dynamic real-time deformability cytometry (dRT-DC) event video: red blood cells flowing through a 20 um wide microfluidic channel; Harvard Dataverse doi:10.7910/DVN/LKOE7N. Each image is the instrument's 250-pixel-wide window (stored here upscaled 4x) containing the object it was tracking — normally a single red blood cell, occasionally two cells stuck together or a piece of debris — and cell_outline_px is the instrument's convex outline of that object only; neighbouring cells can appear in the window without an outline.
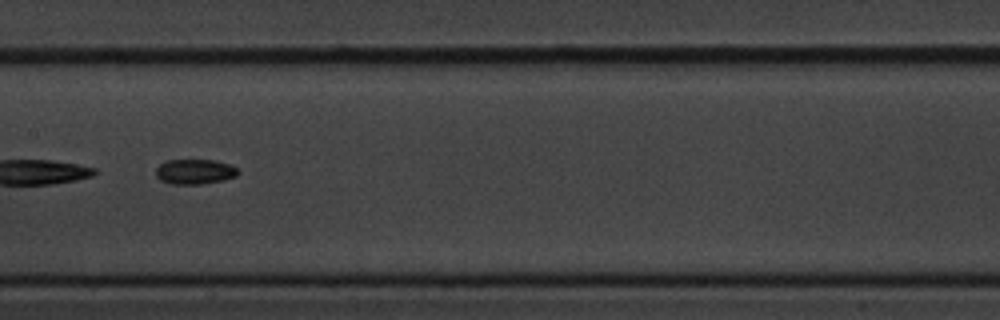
{"species": "common noctule bat (a hibernating species)", "species_latin": "Nyctalus noctula", "temperature_condition": "cold", "stored_images_in_passage": 52, "segment_of_instrument_passage": [2, 2], "camera_frame_rate_fps": 3000, "um_per_image_px": 0.085, "animal": {"sex": "male", "body_mass_g": 20.1, "forearm_length_mm": 53.5}, "frame": {"image": 1, "passage_image": 25, "time_ms": 8.0, "image_size_px": [1000, 320], "cell_outline_px": [[240, 172], [236, 176], [224, 180], [200, 184], [172, 184], [160, 180], [156, 176], [156, 168], [164, 160], [212, 160], [228, 164], [236, 168]], "centroid_in_image_um": [16.53, 14.59], "position_along_channel_um": 190.9, "area_um2": 11.96}}
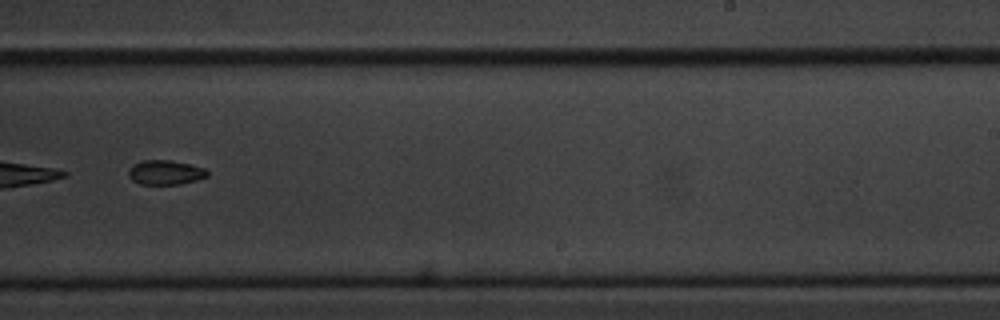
{"frame": {"image": 2, "passage_image": 32, "time_ms": 10.333, "image_size_px": [1000, 320], "cell_outline_px": [[208, 176], [196, 180], [180, 184], [140, 184], [132, 180], [128, 176], [128, 168], [132, 164], [140, 160], [168, 160], [188, 164], [204, 168], [208, 172]], "centroid_in_image_um": [14.0, 14.65], "position_along_channel_um": 275.0, "area_um2": 11.27}}
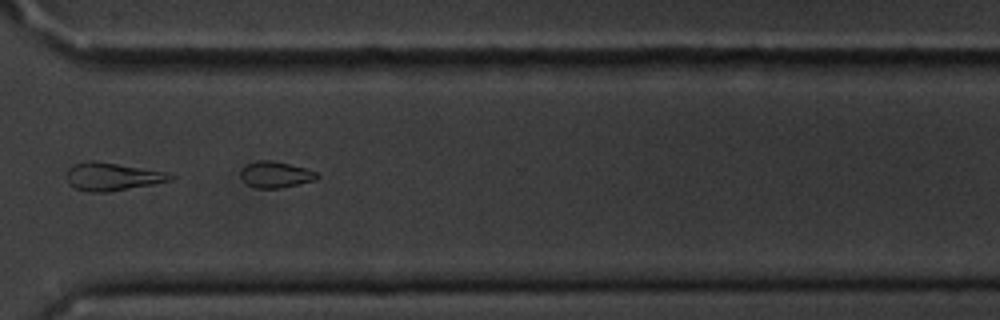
{"frame": {"image": 3, "passage_image": 38, "time_ms": 12.333, "image_size_px": [1000, 320], "cell_outline_px": [[320, 176], [316, 180], [280, 188], [256, 188], [248, 184], [240, 176], [240, 172], [248, 164], [260, 160], [268, 160], [288, 164], [304, 168], [316, 172]], "centroid_in_image_um": [23.44, 14.85], "position_along_channel_um": 347.2, "area_um2": 11.39}}